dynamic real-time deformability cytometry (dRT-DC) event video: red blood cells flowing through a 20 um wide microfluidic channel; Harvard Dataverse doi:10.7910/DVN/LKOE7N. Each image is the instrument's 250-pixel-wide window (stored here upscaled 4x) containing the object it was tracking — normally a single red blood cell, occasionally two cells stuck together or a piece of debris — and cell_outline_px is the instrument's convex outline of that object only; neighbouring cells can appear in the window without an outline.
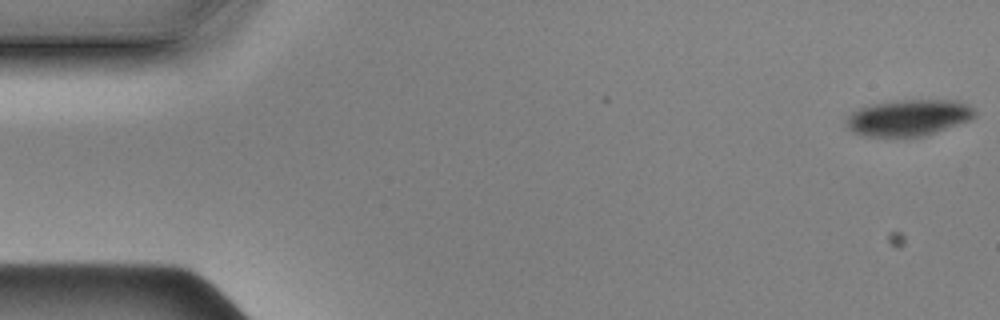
{"species": "Egyptian fruit bat (a non-hibernating species)", "species_latin": "Rousettus aegyptiacus", "temperature_condition": "cold", "stored_images_in_passage": 9, "camera_frame_rate_fps": 3000, "um_per_image_px": 0.085, "animal": {"sex": "male"}, "frame": {"image": 1, "passage_image": 1, "time_ms": 0.0, "image_size_px": [1000, 320], "cell_outline_px": [[976, 116], [968, 120], [936, 132], [924, 136], [864, 136], [852, 132], [848, 128], [848, 116], [852, 112], [860, 108], [872, 104], [896, 100], [960, 100], [976, 108]], "centroid_in_image_um": [77.27, 9.99], "position_along_channel_um": 7.7, "area_um2": 27.11}}